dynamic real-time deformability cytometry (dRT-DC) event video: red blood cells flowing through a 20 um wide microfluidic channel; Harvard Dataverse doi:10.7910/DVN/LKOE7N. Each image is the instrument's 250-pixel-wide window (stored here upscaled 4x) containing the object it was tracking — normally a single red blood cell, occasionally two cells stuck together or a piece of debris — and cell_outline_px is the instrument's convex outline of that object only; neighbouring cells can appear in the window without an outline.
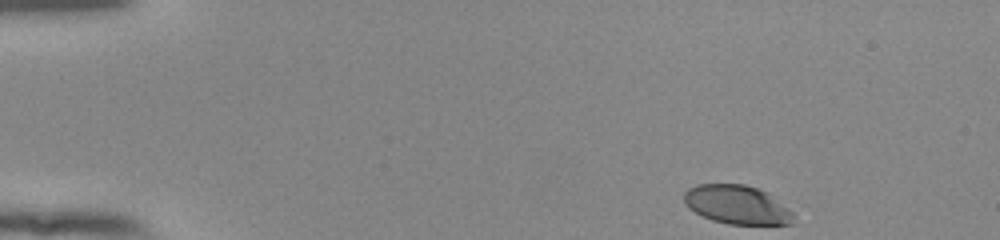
{"species": "human", "species_latin": "Homo sapiens", "temperature_condition": "room temperature", "stored_images_in_passage": 48, "camera_frame_rate_fps": 3000, "um_per_image_px": 0.085, "donor": {"sex": "female"}, "frame": {"image": 1, "passage_image": 1, "time_ms": 0.0, "image_size_px": [1000, 240], "cell_outline_px": [[792, 224], [728, 224], [712, 220], [688, 208], [684, 200], [684, 192], [688, 188], [696, 184], [744, 184], [768, 192], [788, 208], [792, 212]], "centroid_in_image_um": [62.62, 17.39], "position_along_channel_um": 22.4, "area_um2": 24.62}}
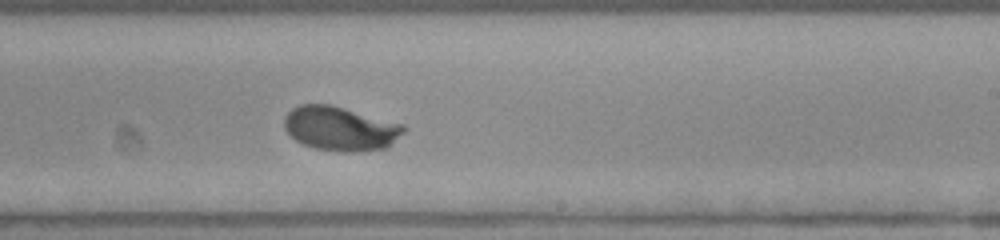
{"frame": {"image": 2, "passage_image": 28, "time_ms": 9.0, "image_size_px": [1000, 240], "cell_outline_px": [[408, 128], [388, 148], [352, 152], [344, 152], [316, 148], [304, 144], [296, 140], [284, 128], [284, 116], [292, 108], [300, 104], [328, 104], [344, 108], [404, 124]], "centroid_in_image_um": [28.95, 10.93], "position_along_channel_um": 260.1, "area_um2": 30.75}}
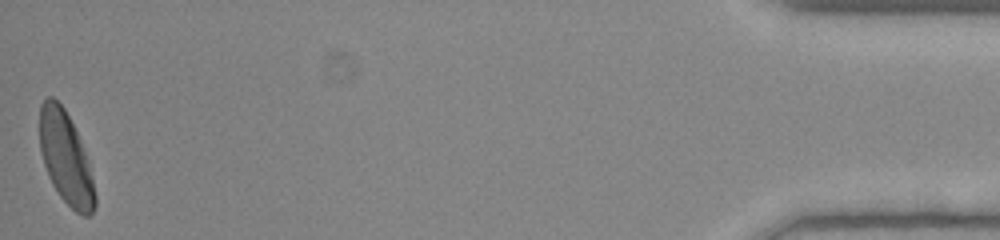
{"frame": {"image": 3, "passage_image": 48, "time_ms": 15.667, "image_size_px": [1000, 240], "cell_outline_px": [[96, 204], [92, 212], [88, 216], [84, 216], [76, 212], [60, 196], [52, 184], [48, 176], [44, 164], [40, 148], [40, 104], [48, 96], [52, 96], [64, 108], [80, 140], [88, 164], [96, 196]], "centroid_in_image_um": [5.57, 13.44], "position_along_channel_um": 429.6, "area_um2": 29.07}, "authors_computed_cell_mechanics": {"area_um2": 29.5936, "velocity_mm_per_s": 3.8392, "shape_relaxation_time_tau1_ms": 2.5676, "shape_relaxation_time_tau2_ms": null, "deformation_change_tau1": 0.1686, "deformation_change_tau2": null}}